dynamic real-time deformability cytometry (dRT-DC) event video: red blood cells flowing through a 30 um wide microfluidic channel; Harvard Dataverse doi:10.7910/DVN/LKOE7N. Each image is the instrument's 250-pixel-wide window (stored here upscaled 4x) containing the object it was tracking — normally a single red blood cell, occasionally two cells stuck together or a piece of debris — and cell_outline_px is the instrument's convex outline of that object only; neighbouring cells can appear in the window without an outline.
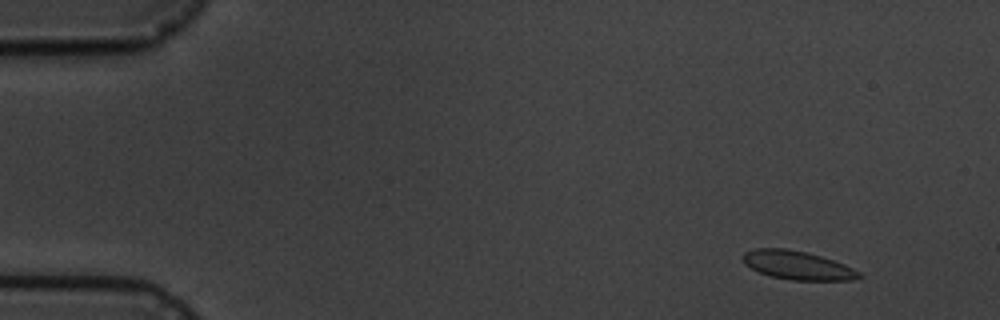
{"species": "common noctule bat (a hibernating species)", "species_latin": "Nyctalus noctula", "temperature_condition": "cold", "stored_images_in_passage": 5, "camera_frame_rate_fps": 3000, "um_per_image_px": 0.085, "animal": {"sex": "male", "body_mass_g": 19.5, "forearm_length_mm": 54.6}, "frame": {"image": 1, "passage_image": 2, "time_ms": 1.0, "image_size_px": [1000, 320], "cell_outline_px": [[864, 276], [848, 280], [792, 280], [772, 276], [760, 272], [744, 264], [740, 256], [744, 252], [752, 248], [784, 248], [804, 252], [820, 256], [844, 264], [860, 272]], "centroid_in_image_um": [67.74, 22.54], "position_along_channel_um": 17.3, "area_um2": 19.25}}
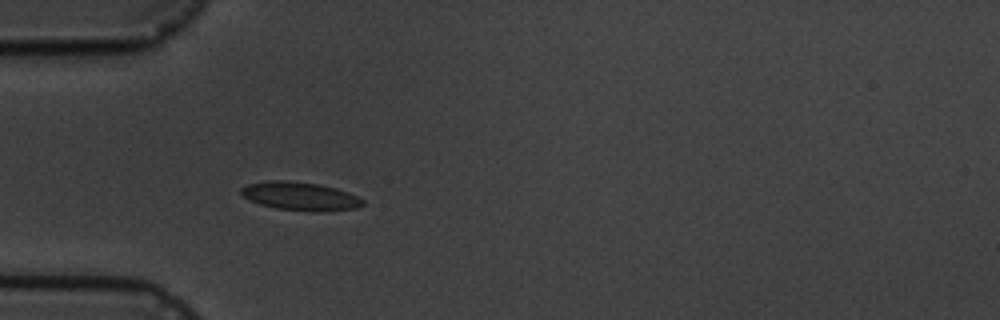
{"frame": {"image": 2, "passage_image": 5, "time_ms": 5.0, "image_size_px": [1000, 320], "cell_outline_px": [[364, 204], [356, 208], [312, 212], [276, 208], [260, 204], [244, 196], [240, 192], [240, 188], [248, 184], [268, 180], [288, 180], [316, 184], [336, 188], [348, 192], [364, 200]], "centroid_in_image_um": [25.51, 16.67], "position_along_channel_um": 59.5, "area_um2": 19.94}}